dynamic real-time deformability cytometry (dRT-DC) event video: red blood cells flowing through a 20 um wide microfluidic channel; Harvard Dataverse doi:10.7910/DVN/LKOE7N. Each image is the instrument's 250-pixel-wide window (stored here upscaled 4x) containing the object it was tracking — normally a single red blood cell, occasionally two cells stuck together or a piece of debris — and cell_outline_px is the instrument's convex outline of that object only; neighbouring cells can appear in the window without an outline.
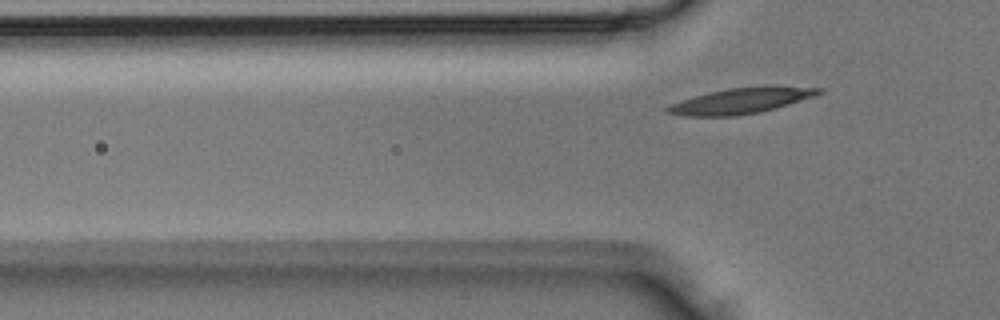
{"species": "Egyptian fruit bat (a non-hibernating species)", "species_latin": "Rousettus aegyptiacus", "temperature_condition": "room temperature", "stored_images_in_passage": 2, "camera_frame_rate_fps": 3000, "um_per_image_px": 0.085, "animal": {"sex": "male"}, "frame": {"image": 1, "passage_image": 2, "time_ms": 0.333, "image_size_px": [1000, 320], "cell_outline_px": [[824, 92], [816, 96], [760, 112], [736, 116], [684, 116], [664, 112], [664, 108], [672, 104], [696, 96], [728, 88], [824, 88]], "centroid_in_image_um": [62.92, 8.61], "position_along_channel_um": 62.9, "area_um2": 21.56}}